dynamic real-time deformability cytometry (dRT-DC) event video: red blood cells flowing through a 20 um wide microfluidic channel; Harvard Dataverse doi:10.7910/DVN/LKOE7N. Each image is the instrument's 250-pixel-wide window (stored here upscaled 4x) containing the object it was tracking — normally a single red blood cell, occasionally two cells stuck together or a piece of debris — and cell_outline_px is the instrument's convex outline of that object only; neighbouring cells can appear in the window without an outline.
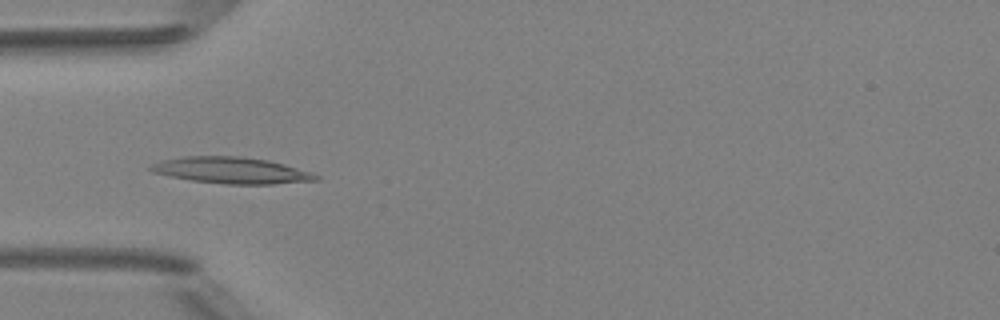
{"species": "Egyptian fruit bat (a non-hibernating species)", "species_latin": "Rousettus aegyptiacus", "temperature_condition": "room temperature", "stored_images_in_passage": 5, "camera_frame_rate_fps": 3000, "um_per_image_px": 0.085, "animal": {"sex": "female"}, "frame": {"image": 1, "passage_image": 5, "time_ms": 4.667, "image_size_px": [1000, 320], "cell_outline_px": [[320, 180], [272, 184], [224, 184], [192, 180], [152, 172], [148, 168], [152, 164], [160, 160], [184, 156], [240, 156], [268, 160], [284, 164], [320, 176]], "centroid_in_image_um": [19.65, 14.48], "position_along_channel_um": 65.4, "area_um2": 25.2}}